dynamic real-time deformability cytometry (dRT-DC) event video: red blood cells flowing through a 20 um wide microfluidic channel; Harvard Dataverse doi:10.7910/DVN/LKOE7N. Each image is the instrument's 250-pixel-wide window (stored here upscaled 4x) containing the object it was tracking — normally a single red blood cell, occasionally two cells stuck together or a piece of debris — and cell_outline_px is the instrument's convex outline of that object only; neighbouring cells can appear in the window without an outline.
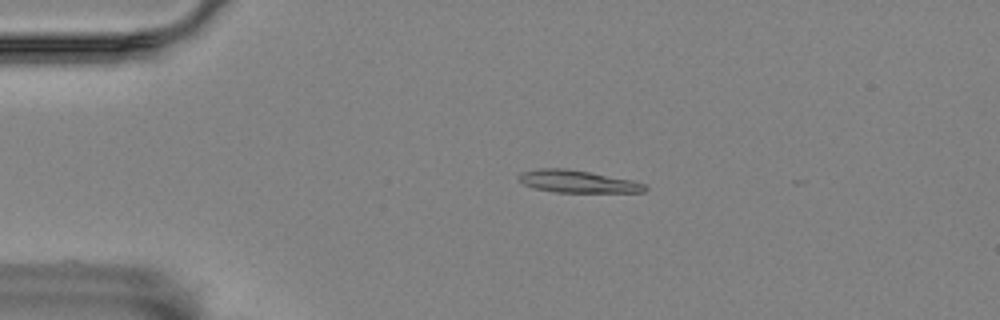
{"species": "Egyptian fruit bat (a non-hibernating species)", "species_latin": "Rousettus aegyptiacus", "temperature_condition": "room temperature", "stored_images_in_passage": 46, "camera_frame_rate_fps": 3000, "um_per_image_px": 0.085, "animal": {"sex": "female"}, "frame": {"image": 1, "passage_image": 2, "time_ms": 0.333, "image_size_px": [1000, 320], "cell_outline_px": [[648, 188], [644, 192], [556, 192], [536, 188], [524, 184], [516, 176], [520, 172], [536, 168], [564, 168], [588, 172], [632, 180], [644, 184]], "centroid_in_image_um": [49.06, 15.42], "position_along_channel_um": 35.9, "area_um2": 16.3}}
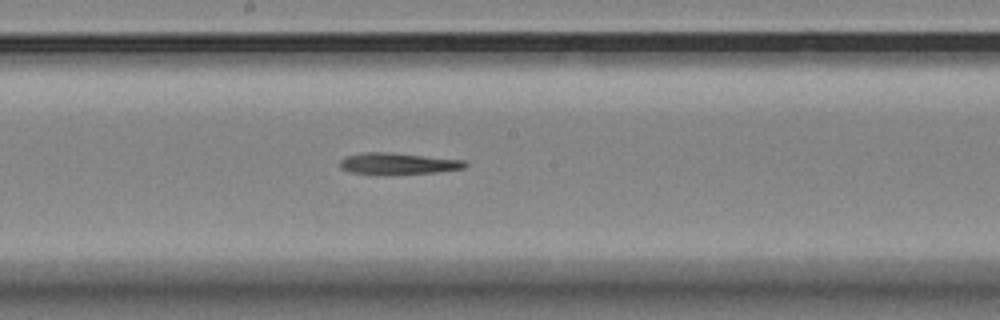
{"frame": {"image": 2, "passage_image": 20, "time_ms": 6.333, "image_size_px": [1000, 320], "cell_outline_px": [[468, 164], [464, 168], [440, 172], [388, 176], [372, 176], [348, 172], [340, 168], [340, 160], [348, 156], [364, 152], [388, 152], [464, 160]], "centroid_in_image_um": [33.78, 13.95], "position_along_channel_um": 214.4, "area_um2": 16.36}}
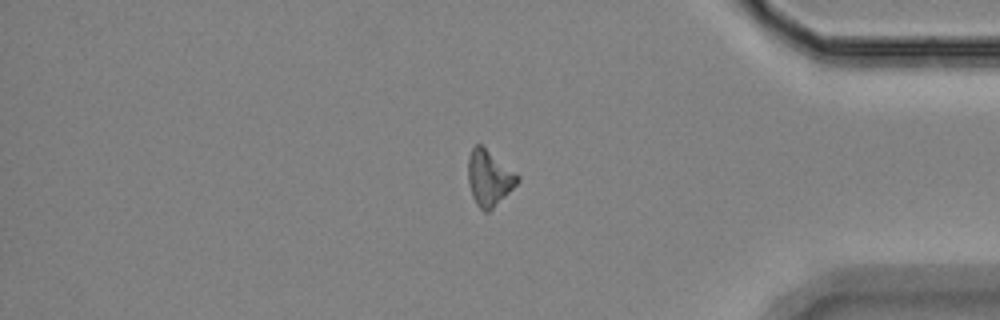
{"frame": {"image": 3, "passage_image": 37, "time_ms": 12.0, "image_size_px": [1000, 320], "cell_outline_px": [[520, 180], [488, 212], [484, 212], [476, 204], [472, 196], [468, 180], [468, 156], [472, 148], [476, 144], [480, 144], [516, 172], [520, 176]], "centroid_in_image_um": [41.56, 15.11], "position_along_channel_um": 393.6, "area_um2": 15.78}, "authors_computed_cell_mechanics": {"area_um2": 15.895, "velocity_mm_per_s": 3.5735, "shape_relaxation_time_tau1_ms": null, "shape_relaxation_time_tau2_ms": 10.5088, "deformation_change_tau1": null, "deformation_change_tau2": 0.196}}